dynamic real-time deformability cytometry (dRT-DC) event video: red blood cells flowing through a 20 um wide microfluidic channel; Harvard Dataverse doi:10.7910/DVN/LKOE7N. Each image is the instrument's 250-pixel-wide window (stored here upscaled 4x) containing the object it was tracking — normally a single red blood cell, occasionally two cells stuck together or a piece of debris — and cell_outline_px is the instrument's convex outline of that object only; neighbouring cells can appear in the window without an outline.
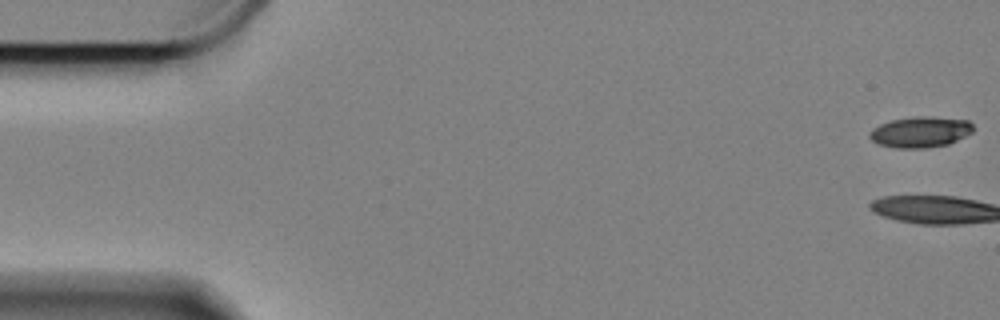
{"species": "Egyptian fruit bat (a non-hibernating species)", "species_latin": "Rousettus aegyptiacus", "temperature_condition": "cold", "stored_images_in_passage": 18, "camera_frame_rate_fps": 3000, "um_per_image_px": 0.085, "animal": {"sex": "female"}, "frame": {"image": 1, "passage_image": 1, "time_ms": 0.0, "image_size_px": [1000, 320], "cell_outline_px": [[972, 132], [948, 144], [928, 148], [896, 148], [880, 144], [872, 140], [868, 136], [868, 132], [872, 128], [880, 124], [892, 120], [916, 116], [932, 116], [968, 120], [972, 124]], "centroid_in_image_um": [78.21, 11.21], "position_along_channel_um": 6.8, "area_um2": 18.61}}